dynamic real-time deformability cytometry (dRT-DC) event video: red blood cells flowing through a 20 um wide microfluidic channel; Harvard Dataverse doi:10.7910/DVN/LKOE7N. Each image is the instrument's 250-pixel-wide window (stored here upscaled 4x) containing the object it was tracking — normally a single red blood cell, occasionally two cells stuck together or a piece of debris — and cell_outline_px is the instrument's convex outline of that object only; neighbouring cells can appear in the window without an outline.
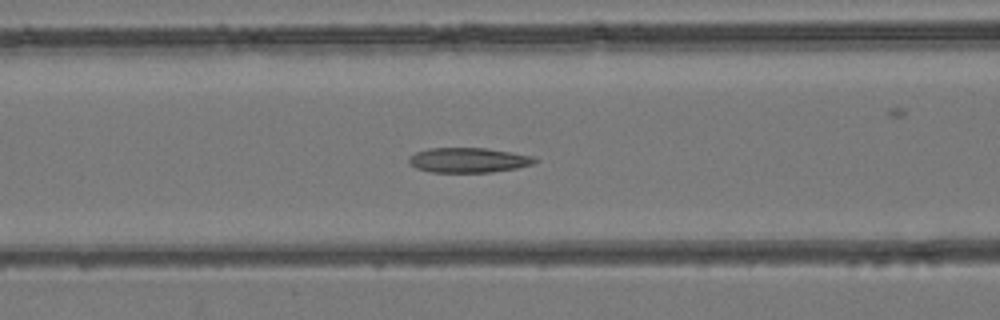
{"species": "common noctule bat (a hibernating species)", "species_latin": "Nyctalus noctula", "temperature_condition": "room temperature", "stored_images_in_passage": 37, "camera_frame_rate_fps": 3000, "um_per_image_px": 0.085, "animal": {"sex": "female", "body_mass_g": 24.6, "forearm_length_mm": 56.2}, "frame": {"image": 1, "passage_image": 9, "time_ms": 2.667, "image_size_px": [1000, 320], "cell_outline_px": [[540, 160], [532, 164], [516, 168], [492, 172], [432, 172], [416, 168], [408, 164], [408, 156], [416, 152], [428, 148], [488, 148], [532, 156]], "centroid_in_image_um": [39.78, 13.61], "position_along_channel_um": 126.8, "area_um2": 18.32}}
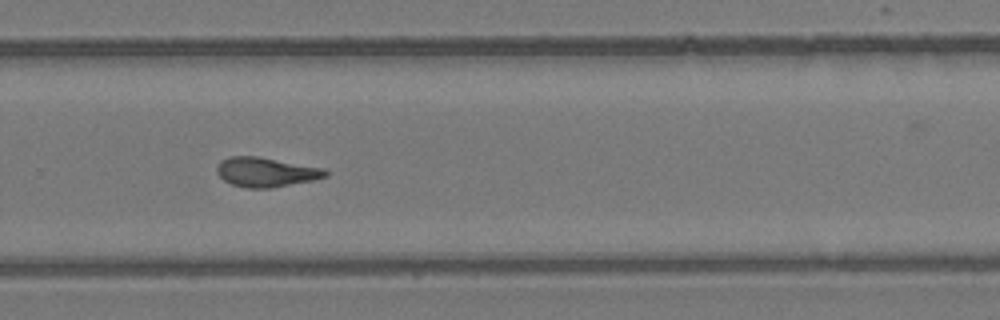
{"frame": {"image": 2, "passage_image": 22, "time_ms": 7.0, "image_size_px": [1000, 320], "cell_outline_px": [[328, 176], [312, 180], [272, 188], [244, 188], [232, 184], [224, 180], [216, 172], [216, 168], [220, 160], [228, 156], [256, 156], [324, 168], [328, 172]], "centroid_in_image_um": [22.58, 14.63], "position_along_channel_um": 307.2, "area_um2": 18.67}}
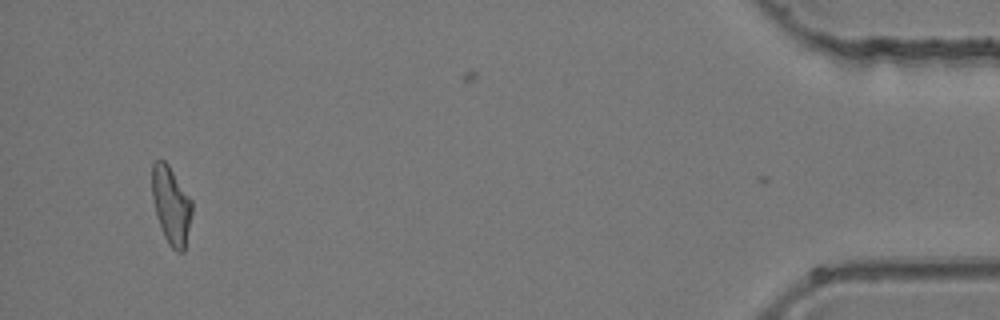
{"frame": {"image": 3, "passage_image": 36, "time_ms": 11.667, "image_size_px": [1000, 320], "cell_outline_px": [[192, 212], [184, 252], [176, 252], [168, 244], [160, 228], [156, 216], [152, 196], [152, 164], [156, 160], [164, 160], [168, 164], [192, 200]], "centroid_in_image_um": [14.54, 17.46], "position_along_channel_um": 420.7, "area_um2": 18.15}}